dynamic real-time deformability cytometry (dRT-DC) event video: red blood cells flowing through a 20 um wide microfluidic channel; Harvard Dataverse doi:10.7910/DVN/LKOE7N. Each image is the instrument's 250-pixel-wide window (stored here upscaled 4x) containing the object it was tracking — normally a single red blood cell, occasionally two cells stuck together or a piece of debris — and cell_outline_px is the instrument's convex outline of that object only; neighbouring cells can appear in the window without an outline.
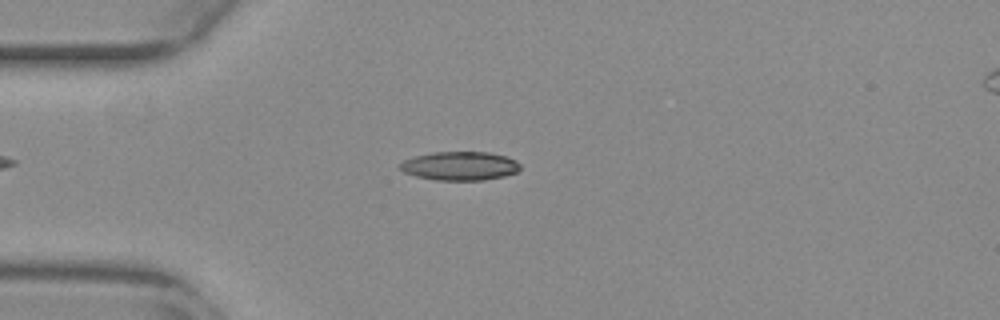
{"species": "common noctule bat (a hibernating species)", "species_latin": "Nyctalus noctula", "temperature_condition": "warm", "stored_images_in_passage": 50, "camera_frame_rate_fps": 3000, "um_per_image_px": 0.085, "animal": {"sex": "female", "body_mass_g": 29.2, "forearm_length_mm": 56.3}, "frame": {"image": 1, "passage_image": 11, "time_ms": 3.333, "image_size_px": [1000, 320], "cell_outline_px": [[520, 168], [516, 172], [504, 176], [484, 180], [436, 180], [416, 176], [404, 172], [400, 168], [400, 164], [404, 160], [416, 156], [432, 152], [488, 152], [504, 156], [516, 160], [520, 164]], "centroid_in_image_um": [39.1, 14.1], "position_along_channel_um": 45.9, "area_um2": 20.0}}
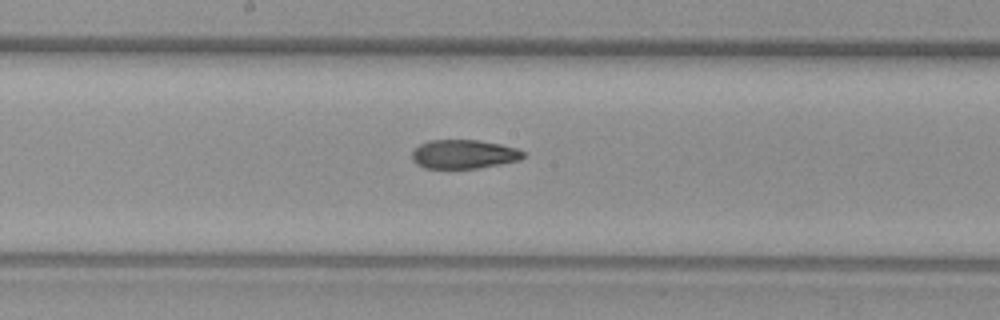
{"frame": {"image": 2, "passage_image": 25, "time_ms": 8.0, "image_size_px": [1000, 320], "cell_outline_px": [[524, 156], [520, 160], [480, 168], [424, 168], [416, 164], [412, 160], [412, 152], [420, 144], [428, 140], [476, 140], [500, 144], [516, 148], [524, 152]], "centroid_in_image_um": [39.41, 13.11], "position_along_channel_um": 208.8, "area_um2": 18.73}}
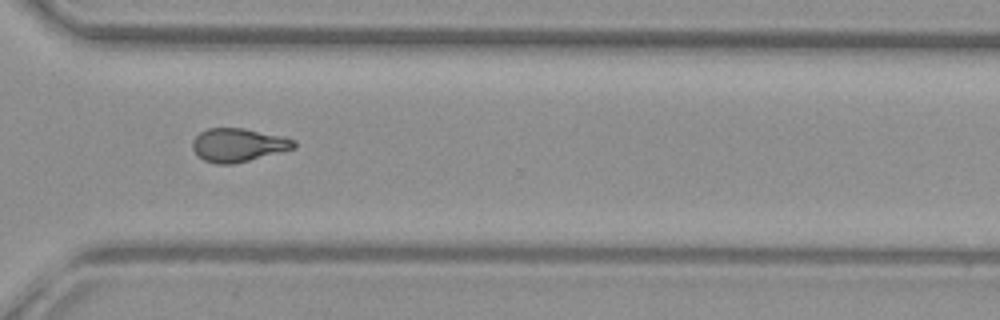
{"frame": {"image": 3, "passage_image": 36, "time_ms": 11.667, "image_size_px": [1000, 320], "cell_outline_px": [[296, 148], [232, 164], [216, 164], [204, 160], [192, 148], [192, 140], [200, 132], [208, 128], [244, 128], [284, 136], [296, 140]], "centroid_in_image_um": [20.27, 12.31], "position_along_channel_um": 350.3, "area_um2": 19.71}, "authors_computed_cell_mechanics": {"area_um2": 19.8254, "velocity_mm_per_s": 3.8708, "shape_relaxation_time_tau1_ms": null, "shape_relaxation_time_tau2_ms": 2.6947, "deformation_change_tau1": null, "deformation_change_tau2": 0.0939}}